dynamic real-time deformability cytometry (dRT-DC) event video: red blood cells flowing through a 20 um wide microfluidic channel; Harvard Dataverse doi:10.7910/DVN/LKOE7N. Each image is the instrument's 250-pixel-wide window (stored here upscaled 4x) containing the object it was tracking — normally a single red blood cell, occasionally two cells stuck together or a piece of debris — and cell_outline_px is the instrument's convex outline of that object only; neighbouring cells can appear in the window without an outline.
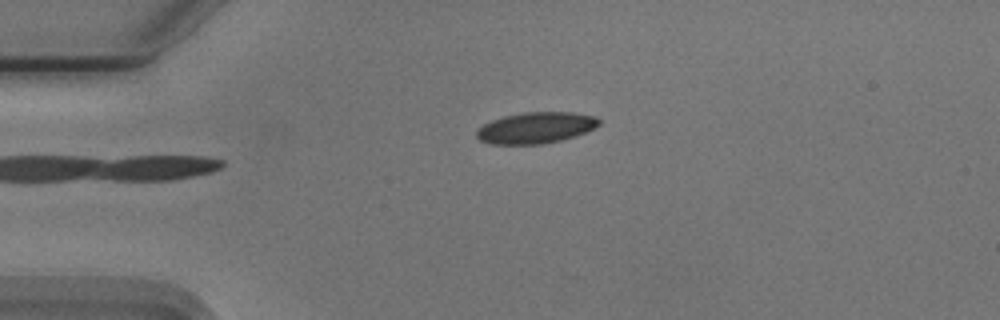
{"species": "Egyptian fruit bat (a non-hibernating species)", "species_latin": "Rousettus aegyptiacus", "temperature_condition": "cold", "stored_images_in_passage": 39, "camera_frame_rate_fps": 3000, "um_per_image_px": 0.085, "animal": {"sex": "male"}, "frame": {"image": 1, "passage_image": 1, "time_ms": 0.0, "image_size_px": [1000, 320], "cell_outline_px": [[600, 124], [584, 132], [560, 140], [544, 144], [488, 144], [480, 140], [476, 136], [476, 132], [484, 124], [492, 120], [504, 116], [524, 112], [572, 112], [596, 116], [600, 120]], "centroid_in_image_um": [45.52, 10.86], "position_along_channel_um": 39.5, "area_um2": 22.08}}
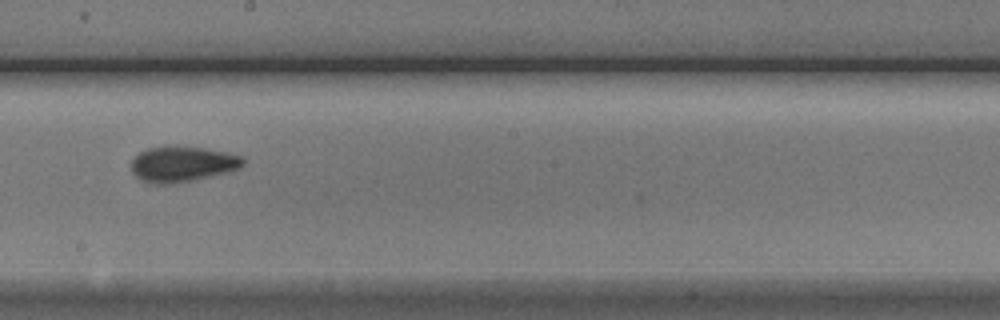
{"frame": {"image": 2, "passage_image": 19, "time_ms": 6.0, "image_size_px": [1000, 320], "cell_outline_px": [[244, 164], [240, 168], [228, 172], [196, 180], [168, 184], [152, 184], [140, 180], [132, 172], [132, 160], [140, 152], [148, 148], [176, 144], [232, 152], [244, 156]], "centroid_in_image_um": [15.55, 13.92], "position_along_channel_um": 232.7, "area_um2": 23.81}}
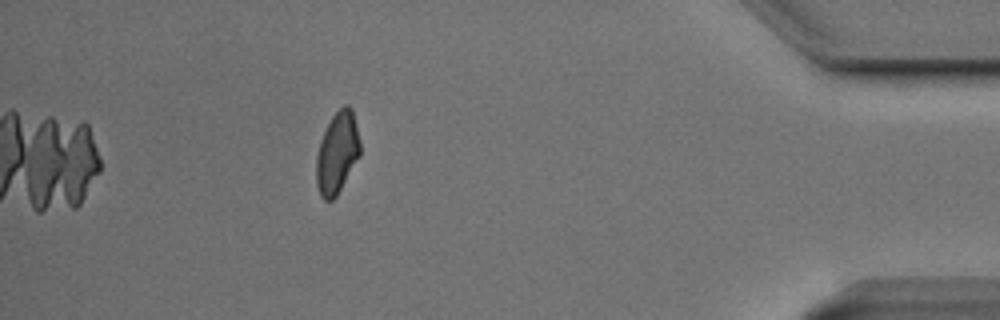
{"frame": {"image": 3, "passage_image": 37, "time_ms": 12.0, "image_size_px": [1000, 320], "cell_outline_px": [[360, 156], [336, 196], [332, 200], [324, 200], [320, 196], [316, 184], [316, 156], [320, 140], [332, 116], [344, 104], [348, 104], [352, 108], [360, 140]], "centroid_in_image_um": [28.66, 12.99], "position_along_channel_um": 406.5, "area_um2": 20.87}}